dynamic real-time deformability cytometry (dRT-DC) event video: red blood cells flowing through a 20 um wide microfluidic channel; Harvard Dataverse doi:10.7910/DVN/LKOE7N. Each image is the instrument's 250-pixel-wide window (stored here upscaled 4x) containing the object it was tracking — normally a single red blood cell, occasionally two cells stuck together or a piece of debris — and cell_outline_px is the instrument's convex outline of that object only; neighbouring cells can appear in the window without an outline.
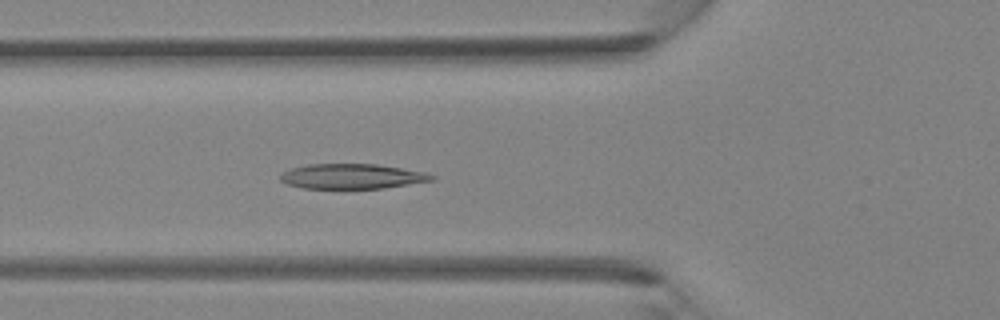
{"species": "Egyptian fruit bat (a non-hibernating species)", "species_latin": "Rousettus aegyptiacus", "temperature_condition": "room temperature", "stored_images_in_passage": 28, "camera_frame_rate_fps": 3000, "um_per_image_px": 0.085, "animal": {"sex": "female"}, "frame": {"image": 1, "passage_image": 3, "time_ms": 0.667, "image_size_px": [1000, 320], "cell_outline_px": [[436, 180], [384, 188], [304, 188], [288, 184], [280, 180], [280, 176], [284, 172], [292, 168], [308, 164], [376, 164], [424, 172], [436, 176]], "centroid_in_image_um": [29.96, 14.99], "position_along_channel_um": 95.8, "area_um2": 21.85}}
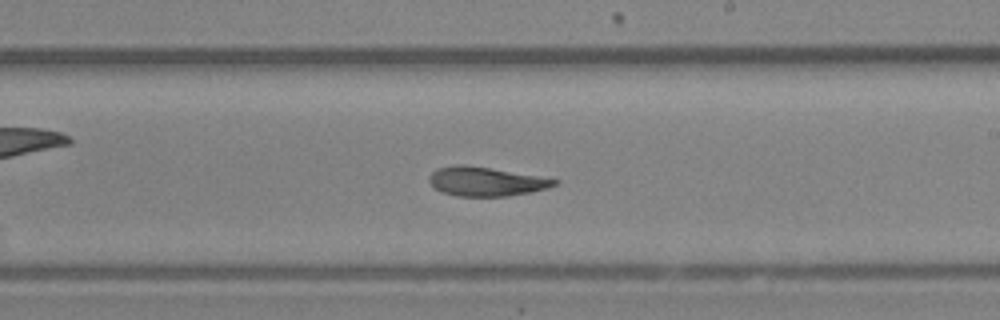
{"frame": {"image": 2, "passage_image": 12, "time_ms": 3.667, "image_size_px": [1000, 320], "cell_outline_px": [[560, 180], [556, 184], [548, 188], [508, 196], [456, 196], [440, 192], [428, 180], [428, 176], [436, 168], [456, 164], [464, 164]], "centroid_in_image_um": [41.23, 15.43], "position_along_channel_um": 247.8, "area_um2": 20.98}}
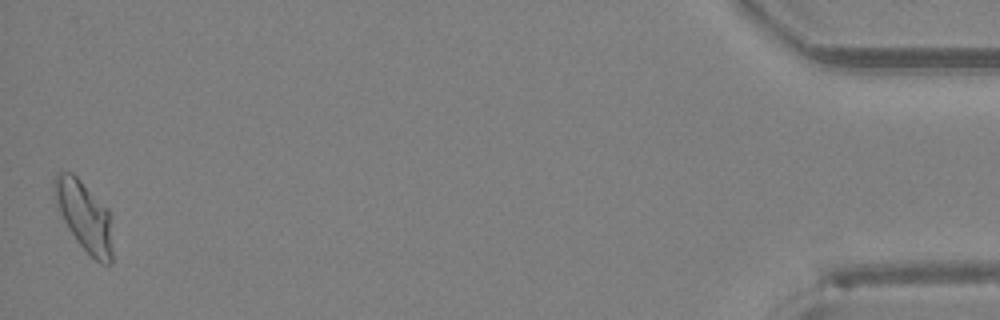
{"frame": {"image": 3, "passage_image": 28, "time_ms": 9.0, "image_size_px": [1000, 320], "cell_outline_px": [[112, 264], [100, 264], [76, 240], [68, 228], [56, 204], [52, 184], [52, 180], [56, 172], [60, 168], [72, 172], [108, 208], [112, 252]], "centroid_in_image_um": [7.12, 18.3], "position_along_channel_um": 428.1, "area_um2": 23.64}}